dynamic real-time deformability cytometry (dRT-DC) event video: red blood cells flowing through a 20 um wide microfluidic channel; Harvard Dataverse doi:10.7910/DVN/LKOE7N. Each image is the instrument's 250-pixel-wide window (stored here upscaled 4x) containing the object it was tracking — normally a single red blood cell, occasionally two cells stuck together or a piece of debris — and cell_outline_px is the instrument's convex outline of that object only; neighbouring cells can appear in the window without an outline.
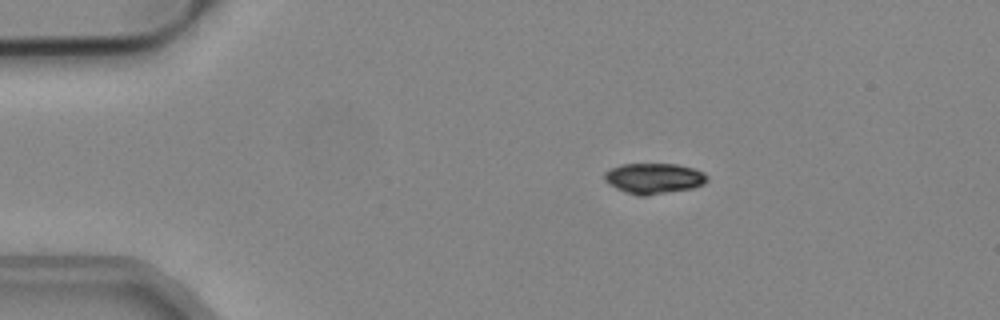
{"species": "common noctule bat (a hibernating species)", "species_latin": "Nyctalus noctula", "temperature_condition": "cold", "stored_images_in_passage": 36, "camera_frame_rate_fps": 3000, "um_per_image_px": 0.085, "animal": {"sex": "male", "body_mass_g": 19.2, "forearm_length_mm": 51.8}, "frame": {"image": 1, "passage_image": 10, "time_ms": 3.0, "image_size_px": [1000, 320], "cell_outline_px": [[708, 180], [704, 184], [692, 188], [644, 196], [636, 196], [624, 192], [608, 184], [604, 180], [604, 172], [620, 164], [676, 164], [692, 168], [704, 172], [708, 176]], "centroid_in_image_um": [55.56, 15.17], "position_along_channel_um": 29.4, "area_um2": 18.38}}
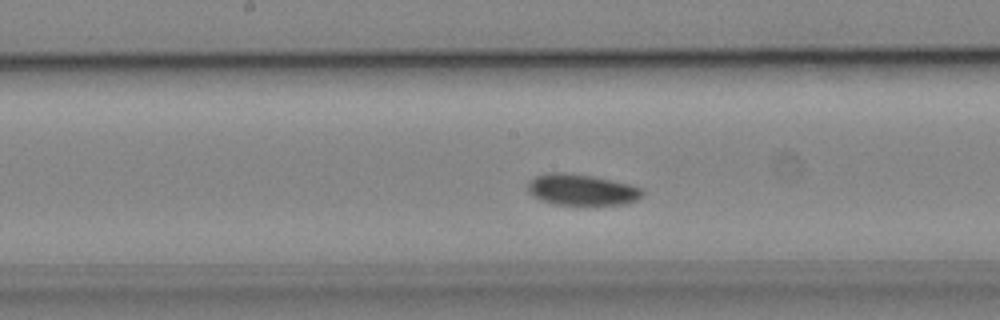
{"frame": {"image": 2, "passage_image": 28, "time_ms": 9.0, "image_size_px": [1000, 320], "cell_outline_px": [[644, 196], [636, 200], [624, 204], [588, 208], [552, 204], [540, 200], [528, 192], [528, 180], [536, 176], [548, 172], [564, 172], [592, 176], [628, 184], [640, 188], [644, 192]], "centroid_in_image_um": [49.43, 16.18], "position_along_channel_um": 198.8, "area_um2": 21.73}}
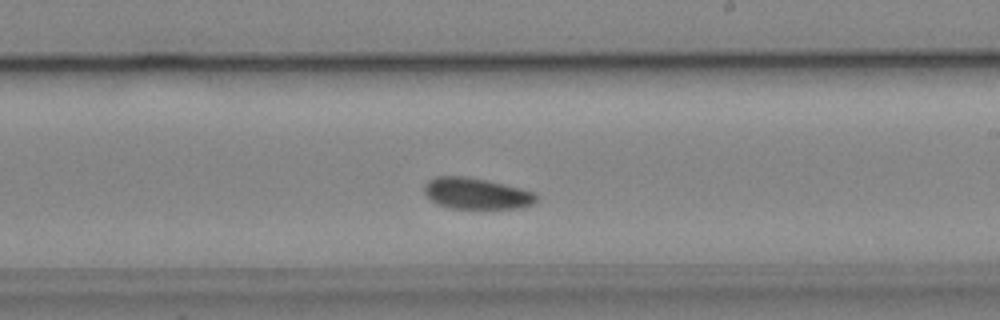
{"frame": {"image": 3, "passage_image": 32, "time_ms": 10.333, "image_size_px": [1000, 320], "cell_outline_px": [[536, 200], [532, 204], [516, 208], [452, 208], [440, 204], [432, 200], [424, 192], [424, 184], [428, 180], [436, 176], [464, 176], [484, 180], [520, 188], [536, 192]], "centroid_in_image_um": [40.47, 16.44], "position_along_channel_um": 248.5, "area_um2": 20.0}}